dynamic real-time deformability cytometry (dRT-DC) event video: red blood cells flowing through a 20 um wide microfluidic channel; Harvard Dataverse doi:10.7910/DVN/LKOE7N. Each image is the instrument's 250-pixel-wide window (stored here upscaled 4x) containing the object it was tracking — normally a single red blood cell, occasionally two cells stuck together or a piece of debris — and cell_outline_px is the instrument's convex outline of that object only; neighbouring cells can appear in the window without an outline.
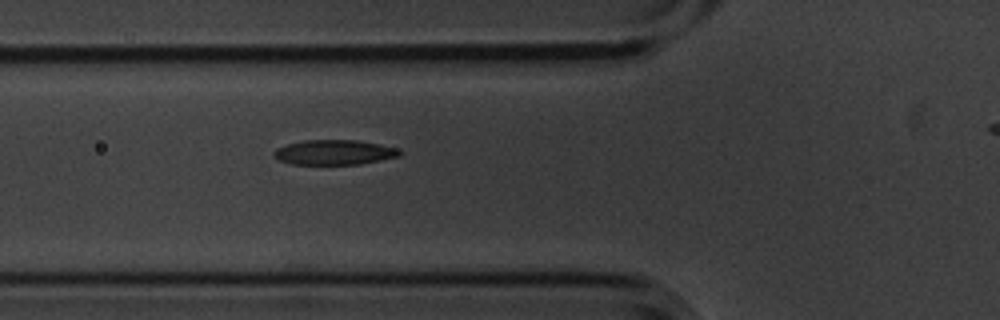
{"species": "common noctule bat (a hibernating species)", "species_latin": "Nyctalus noctula", "temperature_condition": "cold", "stored_images_in_passage": 4, "segment_of_instrument_passage": [1, 2], "camera_frame_rate_fps": 3000, "um_per_image_px": 0.085, "animal": {"sex": "male", "body_mass_g": 20.1, "forearm_length_mm": 53.5}, "frame": {"image": 1, "passage_image": 3, "time_ms": 0.667, "image_size_px": [1000, 320], "cell_outline_px": [[404, 152], [400, 156], [360, 164], [292, 164], [280, 160], [272, 156], [272, 152], [276, 148], [288, 144], [304, 140], [356, 140], [380, 144], [396, 148]], "centroid_in_image_um": [28.41, 12.94], "position_along_channel_um": 97.4, "area_um2": 18.26}}